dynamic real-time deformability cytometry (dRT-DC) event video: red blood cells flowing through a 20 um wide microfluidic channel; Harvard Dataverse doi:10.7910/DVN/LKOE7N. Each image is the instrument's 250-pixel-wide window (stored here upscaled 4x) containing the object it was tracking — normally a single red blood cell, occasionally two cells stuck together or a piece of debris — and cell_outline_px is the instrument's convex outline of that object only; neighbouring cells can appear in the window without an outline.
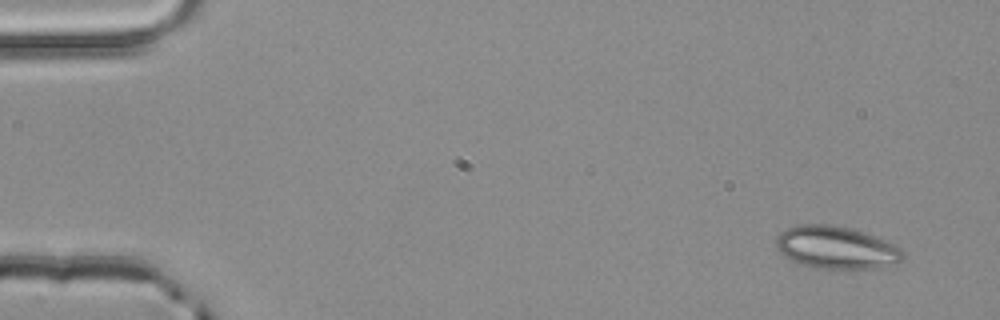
{"species": "common noctule bat (a hibernating species)", "species_latin": "Nyctalus noctula", "temperature_condition": "room temperature", "stored_images_in_passage": 3, "camera_frame_rate_fps": 3000, "um_per_image_px": 0.085, "animal": {"sex": "male", "body_mass_g": 20.4}, "frame": {"image": 1, "passage_image": 1, "time_ms": 0.0, "image_size_px": [1000, 320], "cell_outline_px": [[904, 260], [896, 264], [876, 268], [812, 268], [800, 264], [784, 256], [776, 248], [776, 236], [780, 232], [788, 228], [800, 224], [828, 224], [848, 228], [884, 240], [900, 248], [904, 252]], "centroid_in_image_um": [71.05, 21.05], "position_along_channel_um": 13.9, "area_um2": 31.27}}